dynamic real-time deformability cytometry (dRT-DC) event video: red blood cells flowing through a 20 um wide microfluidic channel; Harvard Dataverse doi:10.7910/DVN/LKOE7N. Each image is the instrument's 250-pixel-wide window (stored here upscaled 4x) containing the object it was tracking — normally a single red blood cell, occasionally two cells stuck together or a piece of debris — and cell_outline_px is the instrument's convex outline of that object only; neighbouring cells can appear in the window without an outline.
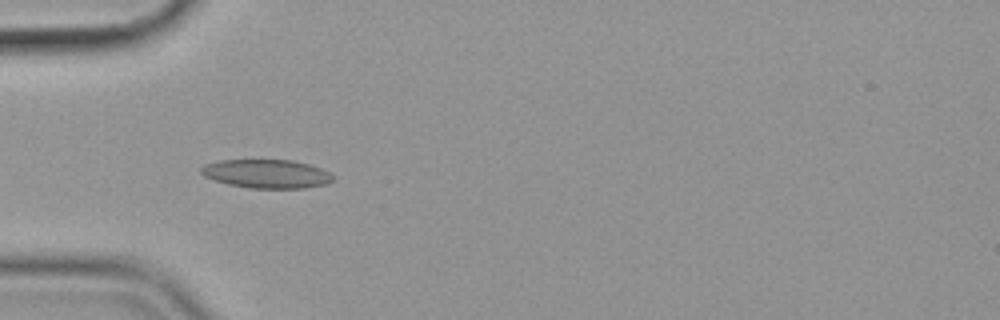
{"species": "common noctule bat (a hibernating species)", "species_latin": "Nyctalus noctula", "temperature_condition": "cold", "stored_images_in_passage": 42, "camera_frame_rate_fps": 3000, "um_per_image_px": 0.085, "animal": {"sex": "female", "body_mass_g": 19.9}, "frame": {"image": 1, "passage_image": 4, "time_ms": 1.0, "image_size_px": [1000, 320], "cell_outline_px": [[332, 180], [328, 184], [304, 188], [248, 188], [228, 184], [204, 176], [200, 172], [200, 168], [204, 164], [220, 160], [292, 160], [308, 164], [332, 172]], "centroid_in_image_um": [22.67, 14.77], "position_along_channel_um": 62.3, "area_um2": 22.08}}
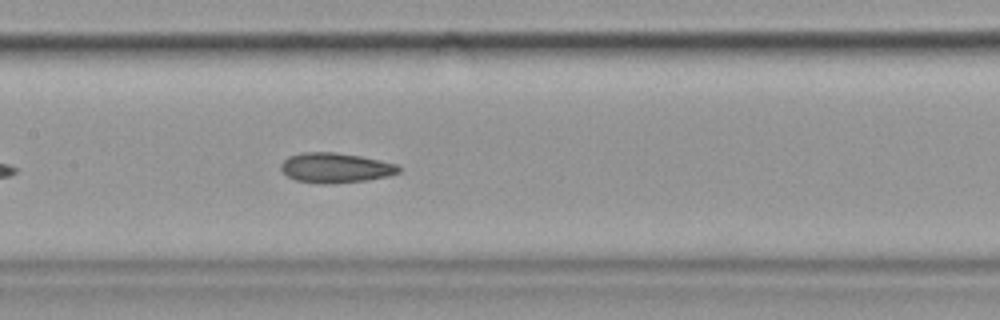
{"frame": {"image": 2, "passage_image": 14, "time_ms": 4.333, "image_size_px": [1000, 320], "cell_outline_px": [[400, 172], [388, 176], [368, 180], [332, 184], [324, 184], [296, 180], [288, 176], [280, 168], [280, 164], [288, 156], [300, 152], [336, 152], [360, 156], [380, 160], [396, 164], [400, 168]], "centroid_in_image_um": [28.51, 14.26], "position_along_channel_um": 178.9, "area_um2": 20.63}}
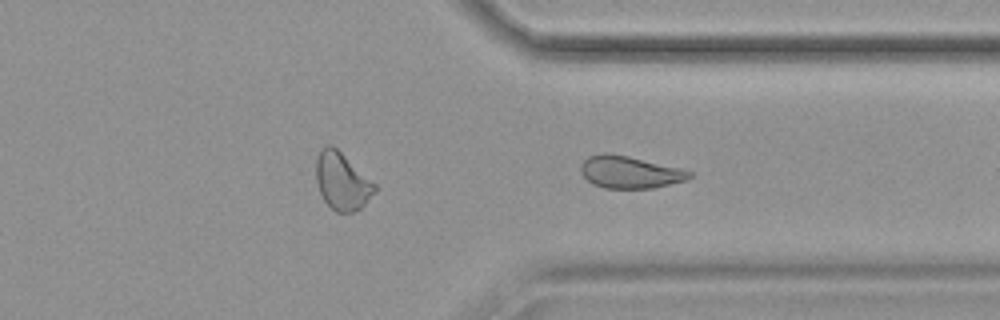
{"frame": {"image": 3, "passage_image": 29, "time_ms": 9.333, "image_size_px": [1000, 320], "cell_outline_px": [[692, 176], [688, 180], [652, 188], [604, 188], [592, 184], [580, 172], [580, 164], [588, 156], [604, 152], [608, 152], [628, 156], [680, 168], [692, 172]], "centroid_in_image_um": [53.51, 14.63], "position_along_channel_um": 357.9, "area_um2": 20.46}, "authors_computed_cell_mechanics": {"area_um2": 20.6635, "velocity_mm_per_s": 3.5715, "shape_relaxation_time_tau1_ms": 10.7019, "shape_relaxation_time_tau2_ms": 3.0105, "deformation_change_tau1": 0.173, "deformation_change_tau2": 0.0856}}